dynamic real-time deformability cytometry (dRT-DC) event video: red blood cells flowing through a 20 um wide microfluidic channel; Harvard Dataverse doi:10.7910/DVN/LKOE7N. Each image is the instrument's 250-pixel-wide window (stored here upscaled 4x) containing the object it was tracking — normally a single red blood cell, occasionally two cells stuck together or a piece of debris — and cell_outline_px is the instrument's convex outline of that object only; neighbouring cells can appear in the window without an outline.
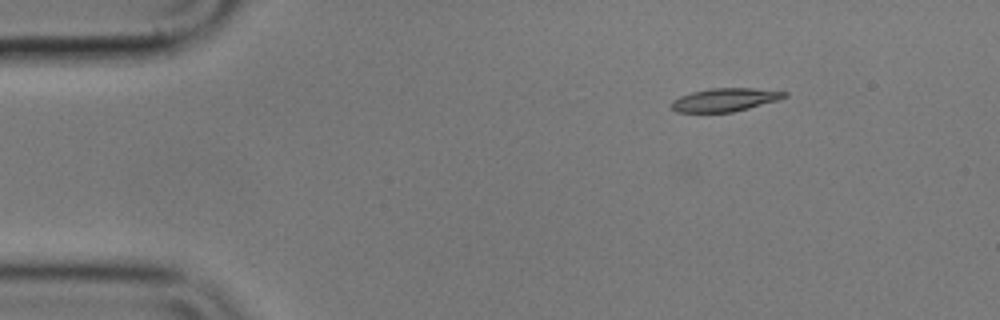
{"species": "common noctule bat (a hibernating species)", "species_latin": "Nyctalus noctula", "temperature_condition": "cold", "stored_images_in_passage": 49, "camera_frame_rate_fps": 3000, "um_per_image_px": 0.085, "animal": {"sex": "male", "body_mass_g": 17.9}, "frame": {"image": 1, "passage_image": 1, "time_ms": 0.0, "image_size_px": [1000, 320], "cell_outline_px": [[788, 96], [780, 100], [732, 112], [676, 112], [672, 108], [672, 100], [680, 96], [692, 92], [712, 88], [752, 88], [788, 92]], "centroid_in_image_um": [61.65, 8.48], "position_along_channel_um": 23.3, "area_um2": 15.26}}
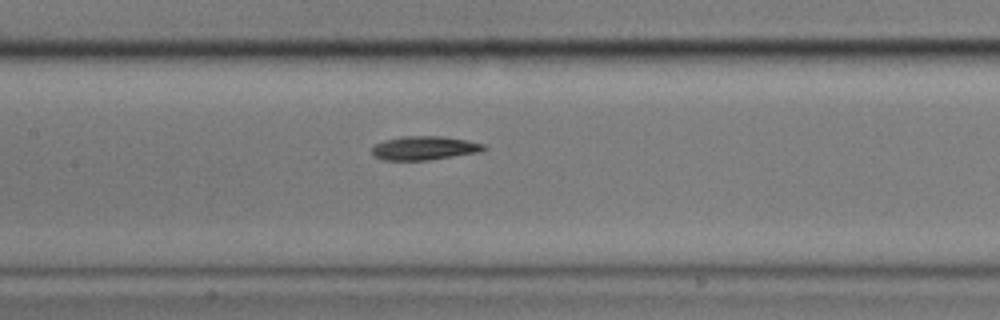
{"frame": {"image": 2, "passage_image": 19, "time_ms": 6.0, "image_size_px": [1000, 320], "cell_outline_px": [[488, 148], [480, 152], [428, 160], [384, 160], [372, 156], [372, 148], [376, 144], [384, 140], [404, 136], [440, 136], [464, 140], [484, 144]], "centroid_in_image_um": [36.05, 12.59], "position_along_channel_um": 171.3, "area_um2": 15.43}}
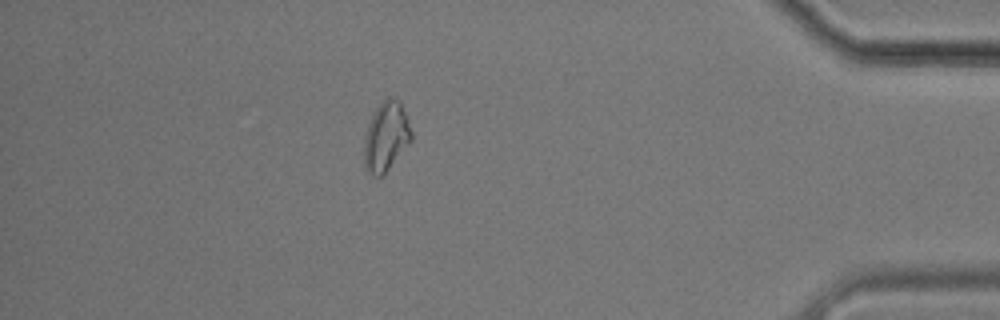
{"frame": {"image": 3, "passage_image": 42, "time_ms": 13.667, "image_size_px": [1000, 320], "cell_outline_px": [[412, 140], [388, 168], [380, 176], [376, 176], [368, 172], [364, 168], [364, 136], [368, 124], [376, 108], [388, 96], [396, 96], [400, 100], [408, 116], [412, 132]], "centroid_in_image_um": [32.83, 11.55], "position_along_channel_um": 402.4, "area_um2": 19.19}, "authors_computed_cell_mechanics": {"area_um2": 15.7216, "velocity_mm_per_s": 3.5725, "shape_relaxation_time_tau1_ms": 7.6412, "shape_relaxation_time_tau2_ms": 8.8164, "deformation_change_tau1": 0.1924, "deformation_change_tau2": 0.1766}}